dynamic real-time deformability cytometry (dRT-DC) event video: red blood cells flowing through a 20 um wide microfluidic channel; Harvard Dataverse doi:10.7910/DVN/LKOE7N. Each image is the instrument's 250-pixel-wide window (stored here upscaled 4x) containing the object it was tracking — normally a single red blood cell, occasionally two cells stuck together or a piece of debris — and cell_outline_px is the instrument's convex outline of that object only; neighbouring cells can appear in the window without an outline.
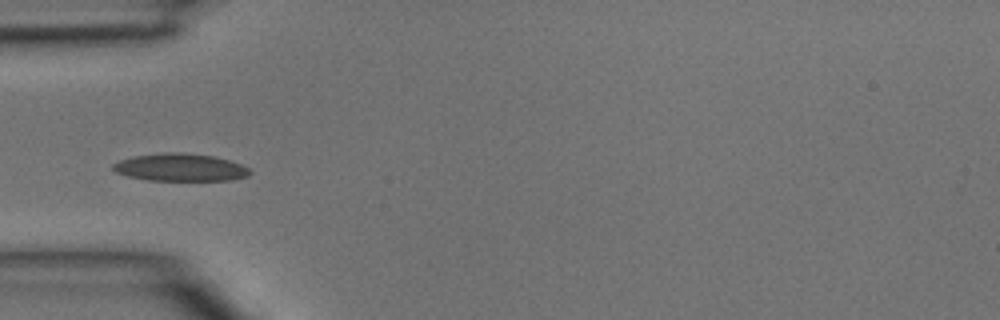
{"species": "common noctule bat (a hibernating species)", "species_latin": "Nyctalus noctula", "temperature_condition": "room temperature", "stored_images_in_passage": 3, "camera_frame_rate_fps": 3000, "um_per_image_px": 0.085, "animal": {"sex": "male", "body_mass_g": 15.6}, "frame": {"image": 1, "passage_image": 3, "time_ms": 0.667, "image_size_px": [1000, 320], "cell_outline_px": [[252, 172], [248, 176], [232, 180], [148, 180], [128, 176], [116, 172], [112, 168], [112, 164], [120, 160], [132, 156], [164, 152], [184, 152], [216, 156], [240, 164], [248, 168]], "centroid_in_image_um": [15.32, 14.22], "position_along_channel_um": 69.7, "area_um2": 22.08}}